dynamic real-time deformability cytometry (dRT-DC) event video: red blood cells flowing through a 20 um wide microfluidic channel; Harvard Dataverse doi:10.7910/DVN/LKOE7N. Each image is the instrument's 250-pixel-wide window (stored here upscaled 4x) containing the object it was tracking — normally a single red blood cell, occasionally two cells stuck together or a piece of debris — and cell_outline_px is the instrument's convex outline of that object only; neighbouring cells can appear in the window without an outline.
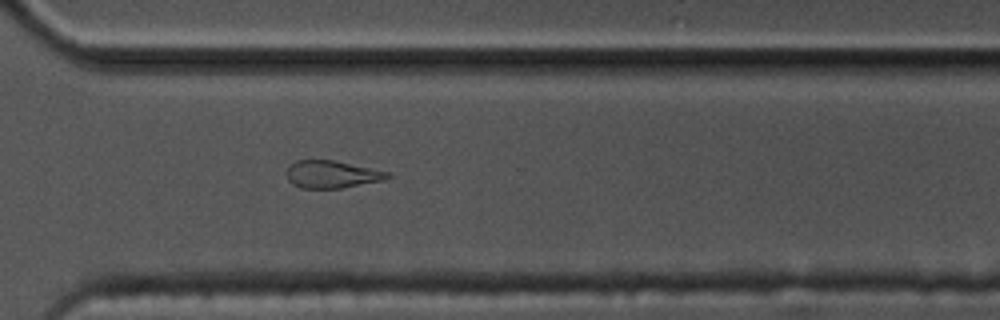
{"species": "common noctule bat (a hibernating species)", "species_latin": "Nyctalus noctula", "temperature_condition": "cold", "stored_images_in_passage": 41, "camera_frame_rate_fps": 3000, "um_per_image_px": 0.085, "animal": {"sex": "male", "body_mass_g": 17.5, "forearm_length_mm": 52.3}, "frame": {"image": 1, "passage_image": 30, "time_ms": 9.667, "image_size_px": [1000, 320], "cell_outline_px": [[392, 176], [384, 180], [340, 188], [300, 188], [292, 184], [288, 180], [284, 172], [288, 164], [296, 160], [332, 160], [392, 172]], "centroid_in_image_um": [28.17, 14.81], "position_along_channel_um": 342.4, "area_um2": 16.42}}